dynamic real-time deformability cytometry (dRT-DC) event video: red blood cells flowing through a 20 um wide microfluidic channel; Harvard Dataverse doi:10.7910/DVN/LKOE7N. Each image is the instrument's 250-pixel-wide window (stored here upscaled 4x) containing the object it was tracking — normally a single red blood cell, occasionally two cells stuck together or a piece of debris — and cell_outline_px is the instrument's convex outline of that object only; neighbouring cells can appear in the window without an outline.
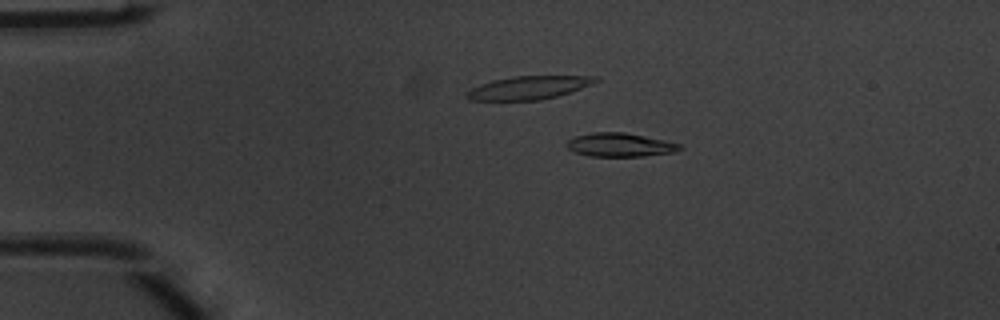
{"species": "common noctule bat (a hibernating species)", "species_latin": "Nyctalus noctula", "temperature_condition": "warm", "stored_images_in_passage": 50, "camera_frame_rate_fps": 3000, "um_per_image_px": 0.085, "animal": {"sex": "male", "body_mass_g": 20.1, "forearm_length_mm": 53.5}, "frame": {"image": 1, "passage_image": 10, "time_ms": 3.0, "image_size_px": [1000, 320], "cell_outline_px": [[684, 148], [676, 152], [644, 156], [588, 156], [576, 152], [568, 148], [564, 144], [568, 140], [576, 136], [592, 132], [624, 132], [664, 140], [680, 144]], "centroid_in_image_um": [52.7, 12.31], "position_along_channel_um": 32.3, "area_um2": 15.61}}
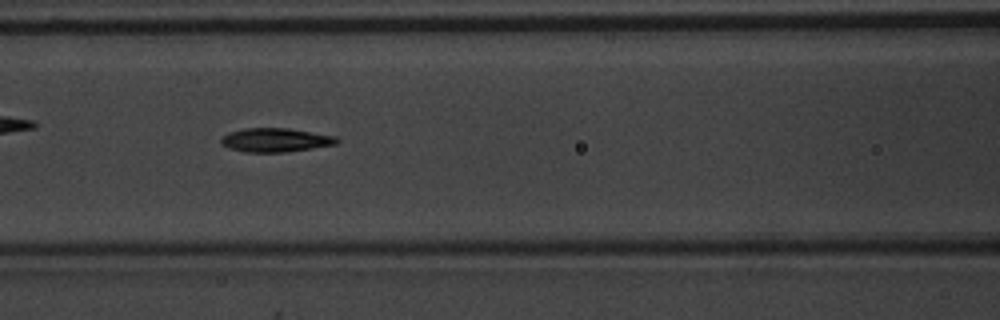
{"frame": {"image": 2, "passage_image": 22, "time_ms": 7.0, "image_size_px": [1000, 320], "cell_outline_px": [[340, 140], [336, 144], [312, 148], [284, 152], [244, 152], [228, 148], [220, 144], [220, 136], [228, 132], [244, 128], [288, 128], [336, 136]], "centroid_in_image_um": [23.36, 11.9], "position_along_channel_um": 143.2, "area_um2": 16.24}}
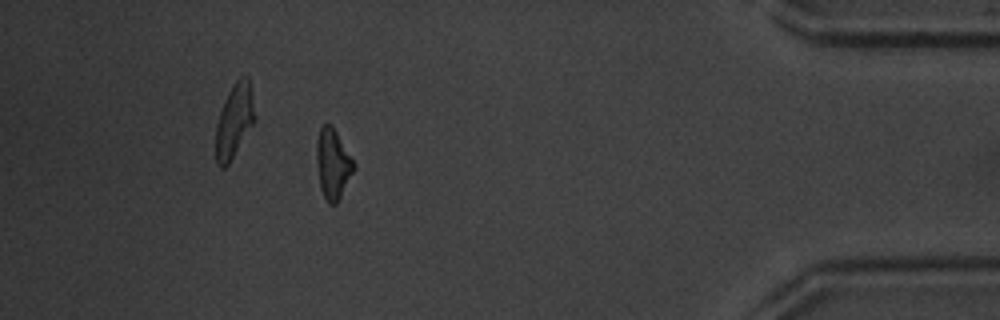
{"frame": {"image": 3, "passage_image": 45, "time_ms": 14.667, "image_size_px": [1000, 320], "cell_outline_px": [[356, 168], [336, 204], [328, 204], [320, 188], [316, 160], [316, 140], [320, 128], [324, 124], [332, 124], [356, 164]], "centroid_in_image_um": [28.29, 13.91], "position_along_channel_um": 406.9, "area_um2": 15.37}, "authors_computed_cell_mechanics": {"area_um2": 15.5482, "velocity_mm_per_s": 4.0479, "shape_relaxation_time_tau1_ms": 2.8827, "shape_relaxation_time_tau2_ms": 3.5219, "deformation_change_tau1": 0.1492, "deformation_change_tau2": 0.1113}}